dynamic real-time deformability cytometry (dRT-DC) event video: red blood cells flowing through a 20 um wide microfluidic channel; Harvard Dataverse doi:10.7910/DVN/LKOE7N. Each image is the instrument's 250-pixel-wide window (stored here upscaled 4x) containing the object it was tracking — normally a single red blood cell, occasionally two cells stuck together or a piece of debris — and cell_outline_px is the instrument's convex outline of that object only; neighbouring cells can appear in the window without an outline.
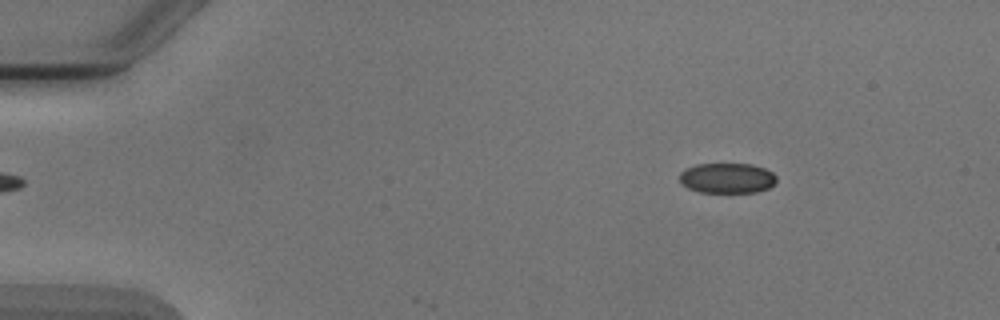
{"species": "Egyptian fruit bat (a non-hibernating species)", "species_latin": "Rousettus aegyptiacus", "temperature_condition": "cold", "stored_images_in_passage": 6, "camera_frame_rate_fps": 3000, "um_per_image_px": 0.085, "animal": {"sex": "male"}, "frame": {"image": 1, "passage_image": 1, "time_ms": 0.0, "image_size_px": [1000, 320], "cell_outline_px": [[776, 184], [768, 188], [756, 192], [700, 192], [688, 188], [680, 184], [680, 172], [684, 168], [696, 164], [752, 164], [764, 168], [772, 172], [776, 176]], "centroid_in_image_um": [61.79, 15.13], "position_along_channel_um": 23.2, "area_um2": 17.22}}
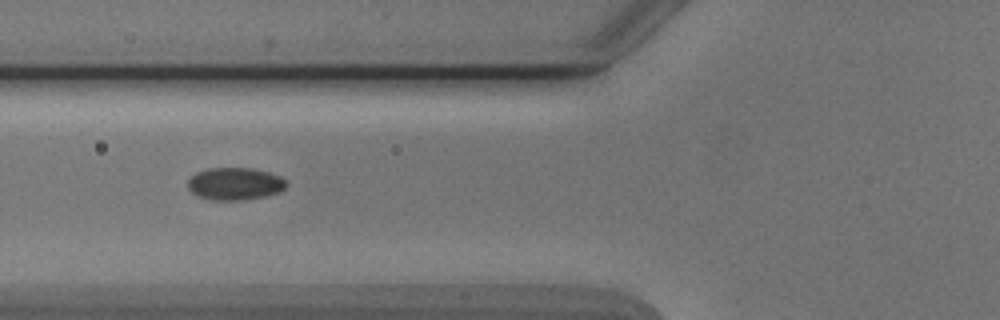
{"frame": {"image": 2, "passage_image": 4, "time_ms": 4.333, "image_size_px": [1000, 320], "cell_outline_px": [[288, 184], [280, 192], [268, 196], [244, 200], [212, 200], [196, 196], [188, 188], [188, 180], [196, 172], [208, 168], [252, 168], [268, 172], [280, 176]], "centroid_in_image_um": [19.97, 15.63], "position_along_channel_um": 105.8, "area_um2": 18.79}}
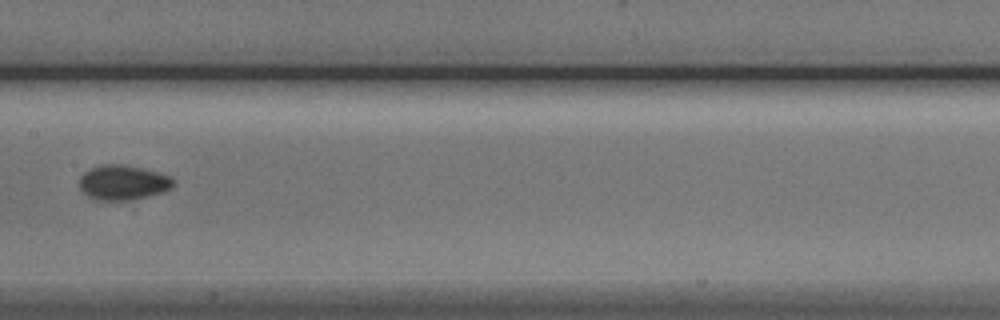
{"frame": {"image": 3, "passage_image": 6, "time_ms": 6.667, "image_size_px": [1000, 320], "cell_outline_px": [[172, 188], [164, 192], [148, 196], [124, 200], [96, 200], [88, 196], [80, 188], [80, 176], [84, 172], [92, 168], [104, 164], [120, 164], [140, 168], [156, 172], [168, 176], [172, 180]], "centroid_in_image_um": [10.42, 15.52], "position_along_channel_um": 197.0, "area_um2": 18.67}}